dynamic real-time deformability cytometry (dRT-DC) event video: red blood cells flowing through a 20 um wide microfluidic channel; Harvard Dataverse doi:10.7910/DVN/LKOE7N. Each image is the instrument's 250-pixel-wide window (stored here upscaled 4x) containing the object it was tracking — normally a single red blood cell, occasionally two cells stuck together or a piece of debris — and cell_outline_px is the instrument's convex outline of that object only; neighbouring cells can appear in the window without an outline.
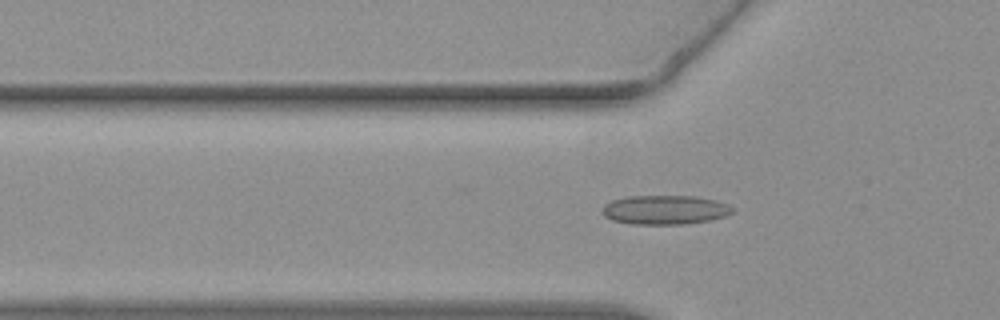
{"species": "common noctule bat (a hibernating species)", "species_latin": "Nyctalus noctula", "temperature_condition": "warm", "stored_images_in_passage": 38, "camera_frame_rate_fps": 3000, "um_per_image_px": 0.085, "animal": {"sex": "female", "body_mass_g": 19.3, "forearm_length_mm": 54.1}, "frame": {"image": 1, "passage_image": 2, "time_ms": 0.333, "image_size_px": [1000, 320], "cell_outline_px": [[732, 212], [724, 216], [708, 220], [684, 224], [632, 224], [612, 220], [604, 216], [604, 204], [612, 200], [628, 196], [692, 196], [716, 200], [728, 204], [732, 208]], "centroid_in_image_um": [56.5, 17.83], "position_along_channel_um": 69.3, "area_um2": 21.91}}
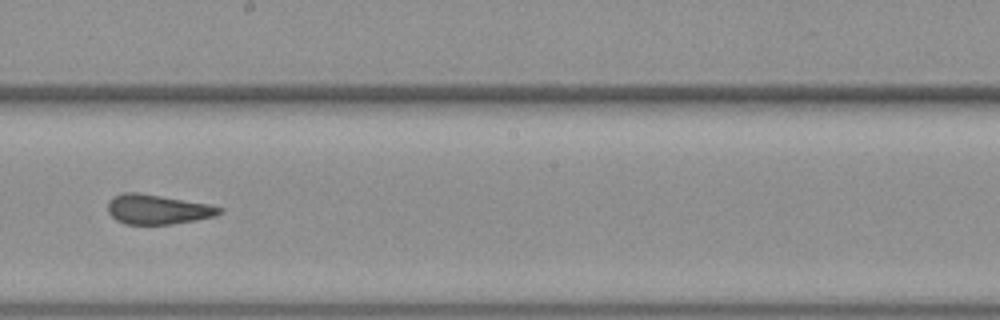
{"frame": {"image": 2, "passage_image": 15, "time_ms": 4.667, "image_size_px": [1000, 320], "cell_outline_px": [[224, 208], [216, 216], [196, 220], [172, 224], [124, 224], [116, 220], [108, 212], [108, 204], [116, 196], [124, 192], [140, 192], [208, 204]], "centroid_in_image_um": [13.41, 17.8], "position_along_channel_um": 234.8, "area_um2": 19.19}}
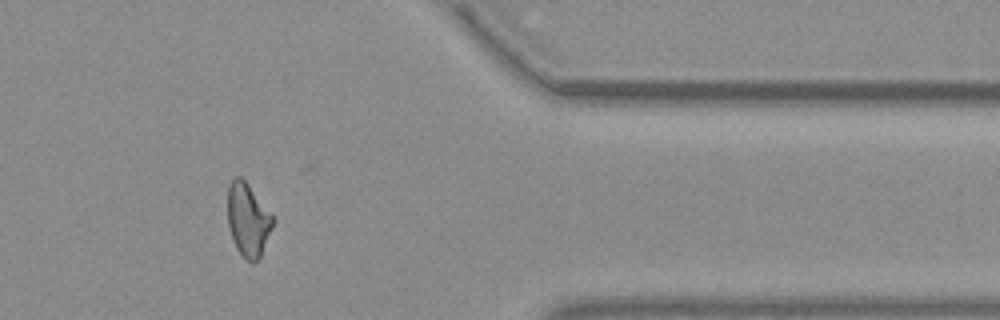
{"frame": {"image": 3, "passage_image": 29, "time_ms": 9.333, "image_size_px": [1000, 320], "cell_outline_px": [[272, 228], [260, 256], [252, 264], [236, 248], [232, 240], [228, 224], [228, 188], [232, 180], [236, 176], [240, 176], [248, 184], [272, 216]], "centroid_in_image_um": [21.05, 18.68], "position_along_channel_um": 390.4, "area_um2": 18.73}, "authors_computed_cell_mechanics": {"area_um2": 19.7676, "velocity_mm_per_s": 3.8075, "shape_relaxation_time_tau1_ms": null, "shape_relaxation_time_tau2_ms": 1.6509, "deformation_change_tau1": null, "deformation_change_tau2": 0.0762}}